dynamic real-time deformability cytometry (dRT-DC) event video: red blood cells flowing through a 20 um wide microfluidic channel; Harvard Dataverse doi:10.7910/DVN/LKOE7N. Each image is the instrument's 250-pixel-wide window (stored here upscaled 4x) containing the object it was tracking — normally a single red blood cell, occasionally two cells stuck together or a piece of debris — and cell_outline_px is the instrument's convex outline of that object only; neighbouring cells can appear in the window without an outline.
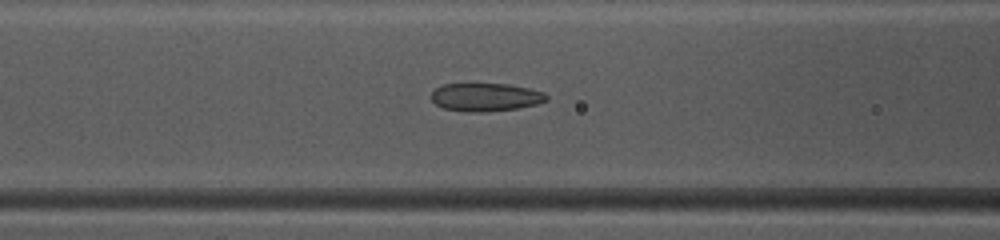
{"species": "common noctule bat (a hibernating species)", "species_latin": "Nyctalus noctula", "temperature_condition": "warm", "stored_images_in_passage": 48, "camera_frame_rate_fps": 3000, "um_per_image_px": 0.085, "animal": {"sex": "female", "body_mass_g": 10.0, "forearm_length_mm": 53.1}, "frame": {"image": 1, "passage_image": 20, "time_ms": 6.333, "image_size_px": [1000, 240], "cell_outline_px": [[548, 100], [536, 104], [520, 108], [484, 112], [468, 112], [444, 108], [436, 104], [432, 100], [432, 92], [436, 88], [444, 84], [508, 84], [528, 88], [544, 92], [548, 96]], "centroid_in_image_um": [41.3, 8.26], "position_along_channel_um": 125.3, "area_um2": 18.84}}
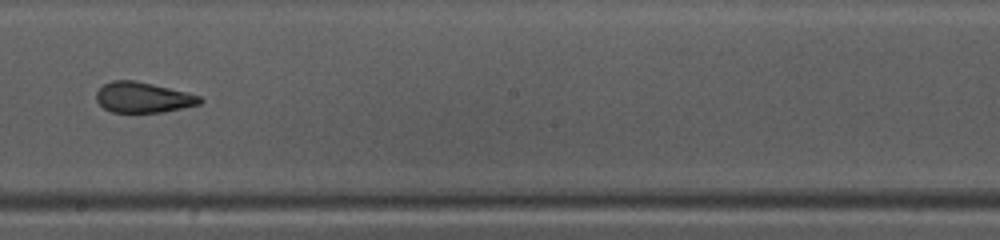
{"frame": {"image": 2, "passage_image": 28, "time_ms": 9.0, "image_size_px": [1000, 240], "cell_outline_px": [[204, 100], [200, 104], [164, 112], [112, 112], [104, 108], [96, 100], [96, 92], [104, 84], [112, 80], [136, 80], [200, 96]], "centroid_in_image_um": [12.14, 8.28], "position_along_channel_um": 236.1, "area_um2": 18.26}}
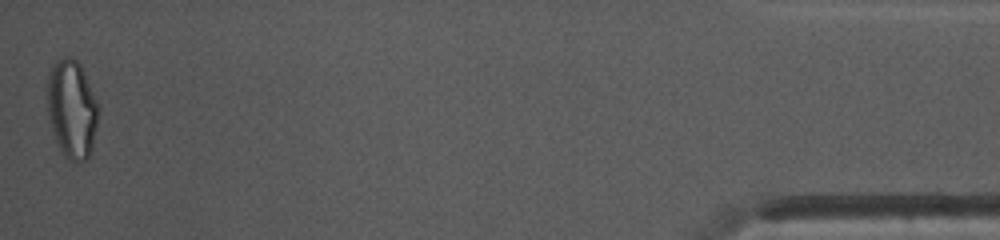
{"frame": {"image": 3, "passage_image": 48, "time_ms": 15.667, "image_size_px": [1000, 240], "cell_outline_px": [[100, 108], [92, 148], [88, 156], [84, 160], [68, 160], [60, 148], [52, 132], [48, 116], [48, 68], [52, 64], [64, 56], [72, 56], [80, 64], [84, 72]], "centroid_in_image_um": [6.11, 9.22], "position_along_channel_um": 429.1, "area_um2": 29.25}, "authors_computed_cell_mechanics": {"area_um2": 21.1837, "velocity_mm_per_s": 4.1377, "shape_relaxation_time_tau1_ms": 5.5359, "shape_relaxation_time_tau2_ms": 1.3855, "deformation_change_tau1": 0.1795, "deformation_change_tau2": 0.0992}}